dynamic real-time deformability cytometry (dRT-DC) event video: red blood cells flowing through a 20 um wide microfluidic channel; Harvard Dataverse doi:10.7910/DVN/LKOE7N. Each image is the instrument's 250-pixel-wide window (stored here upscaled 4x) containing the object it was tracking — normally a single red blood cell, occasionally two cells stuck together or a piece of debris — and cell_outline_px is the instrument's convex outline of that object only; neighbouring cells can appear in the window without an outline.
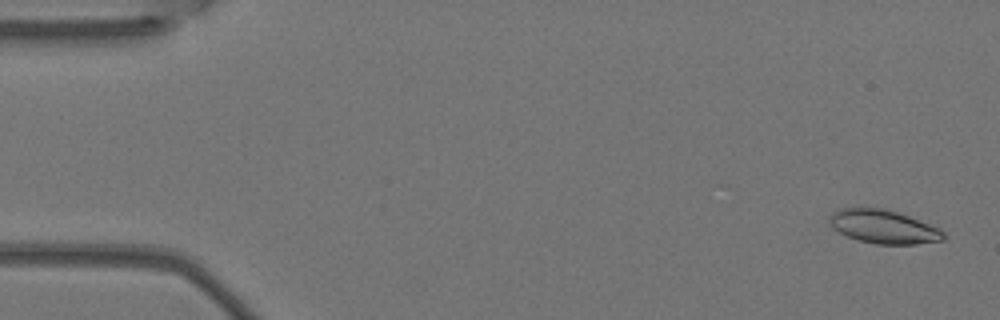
{"species": "Egyptian fruit bat (a non-hibernating species)", "species_latin": "Rousettus aegyptiacus", "temperature_condition": "warm", "stored_images_in_passage": 5, "camera_frame_rate_fps": 3000, "um_per_image_px": 0.085, "animal": {"sex": "female"}, "frame": {"image": 1, "passage_image": 1, "time_ms": 0.0, "image_size_px": [1000, 320], "cell_outline_px": [[948, 236], [944, 240], [916, 244], [876, 244], [860, 240], [848, 236], [832, 228], [832, 212], [840, 208], [884, 208], [908, 216], [940, 228]], "centroid_in_image_um": [75.16, 19.28], "position_along_channel_um": 9.8, "area_um2": 22.02}}
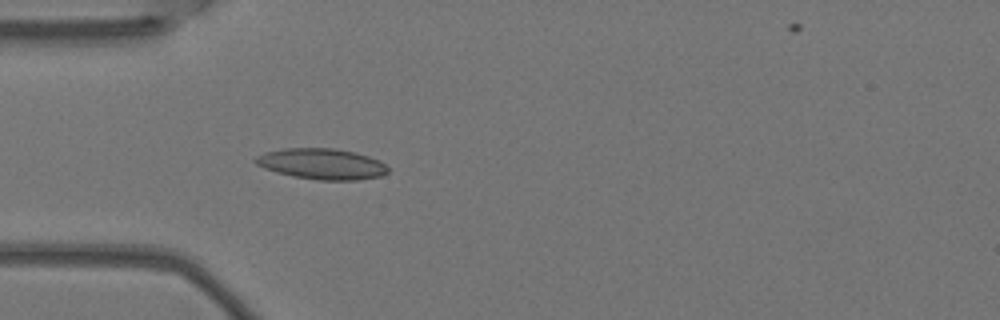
{"frame": {"image": 2, "passage_image": 5, "time_ms": 1.333, "image_size_px": [1000, 320], "cell_outline_px": [[388, 172], [380, 176], [360, 180], [316, 180], [292, 176], [276, 172], [264, 168], [256, 164], [252, 160], [256, 156], [264, 152], [284, 148], [336, 148], [356, 152], [380, 160], [388, 168]], "centroid_in_image_um": [27.34, 13.93], "position_along_channel_um": 57.7, "area_um2": 24.04}}